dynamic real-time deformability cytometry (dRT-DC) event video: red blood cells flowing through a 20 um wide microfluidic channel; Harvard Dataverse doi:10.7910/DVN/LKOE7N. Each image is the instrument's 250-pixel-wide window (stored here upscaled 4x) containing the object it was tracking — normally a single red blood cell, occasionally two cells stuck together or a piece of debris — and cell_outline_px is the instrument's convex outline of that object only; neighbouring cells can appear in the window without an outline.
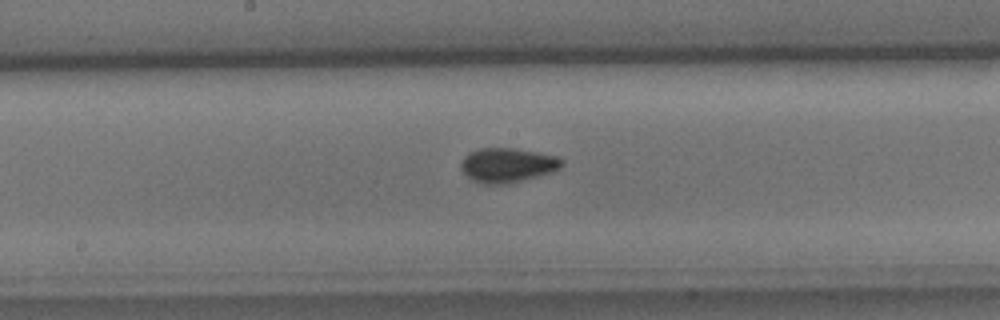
{"species": "common noctule bat (a hibernating species)", "species_latin": "Nyctalus noctula", "temperature_condition": "cold", "stored_images_in_passage": 8, "camera_frame_rate_fps": 3000, "um_per_image_px": 0.085, "animal": {"sex": "male", "body_mass_g": 15.6}, "frame": {"image": 1, "passage_image": 8, "time_ms": 2.333, "image_size_px": [1000, 320], "cell_outline_px": [[564, 164], [560, 168], [552, 172], [504, 184], [480, 184], [472, 180], [460, 168], [460, 164], [464, 156], [468, 152], [480, 148], [512, 148], [540, 152], [556, 156], [564, 160]], "centroid_in_image_um": [43.12, 14.02], "position_along_channel_um": 205.1, "area_um2": 20.29}}